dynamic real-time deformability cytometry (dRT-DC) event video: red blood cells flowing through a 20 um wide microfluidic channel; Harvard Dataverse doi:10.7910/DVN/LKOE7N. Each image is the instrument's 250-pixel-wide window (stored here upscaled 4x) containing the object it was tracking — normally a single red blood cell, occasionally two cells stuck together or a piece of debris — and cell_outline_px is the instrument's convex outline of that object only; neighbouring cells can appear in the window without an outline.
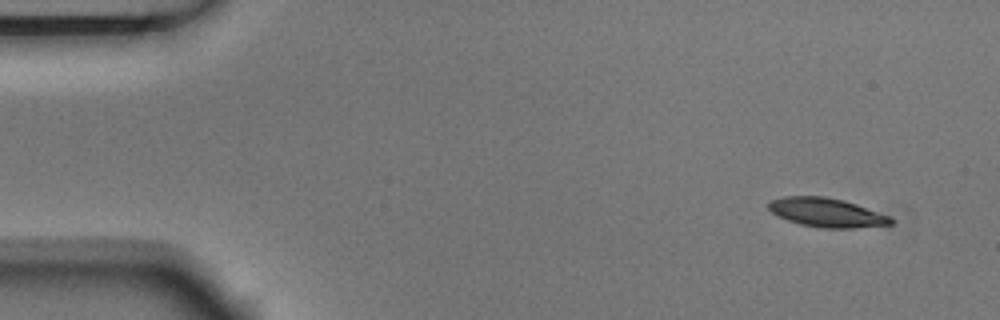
{"species": "Egyptian fruit bat (a non-hibernating species)", "species_latin": "Rousettus aegyptiacus", "temperature_condition": "room temperature", "stored_images_in_passage": 5, "segment_of_instrument_passage": [2, 2], "camera_frame_rate_fps": 3000, "um_per_image_px": 0.085, "animal": {"sex": "male"}, "frame": {"image": 1, "passage_image": 5, "time_ms": 1.333, "image_size_px": [1000, 320], "cell_outline_px": [[896, 224], [852, 228], [820, 228], [800, 224], [788, 220], [772, 212], [768, 208], [768, 200], [784, 196], [824, 196], [844, 200], [892, 216], [896, 220]], "centroid_in_image_um": [70.32, 18.07], "position_along_channel_um": 14.7, "area_um2": 20.92}}